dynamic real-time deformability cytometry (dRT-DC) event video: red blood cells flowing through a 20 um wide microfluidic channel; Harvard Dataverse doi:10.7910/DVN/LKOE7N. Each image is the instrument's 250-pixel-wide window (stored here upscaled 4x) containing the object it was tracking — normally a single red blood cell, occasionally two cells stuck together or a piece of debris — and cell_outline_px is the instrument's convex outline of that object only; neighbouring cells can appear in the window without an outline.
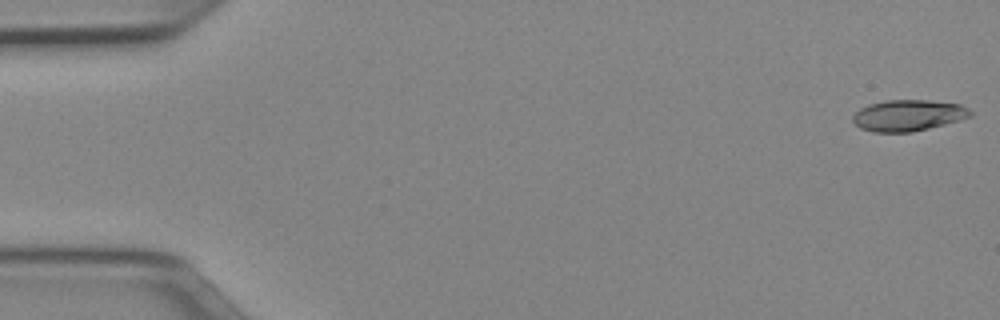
{"species": "Egyptian fruit bat (a non-hibernating species)", "species_latin": "Rousettus aegyptiacus", "temperature_condition": "cold", "stored_images_in_passage": 51, "camera_frame_rate_fps": 3000, "um_per_image_px": 0.085, "animal": {"sex": "female"}, "frame": {"image": 1, "passage_image": 1, "time_ms": 0.0, "image_size_px": [1000, 320], "cell_outline_px": [[972, 116], [944, 124], [912, 132], [872, 132], [860, 128], [852, 120], [852, 116], [860, 108], [868, 104], [888, 100], [928, 100], [960, 104], [968, 108], [972, 112]], "centroid_in_image_um": [77.18, 9.8], "position_along_channel_um": 7.8, "area_um2": 21.33}}
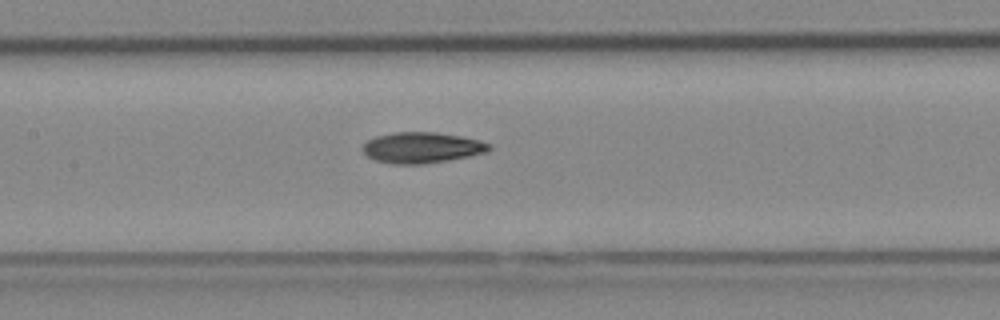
{"frame": {"image": 2, "passage_image": 24, "time_ms": 7.667, "image_size_px": [1000, 320], "cell_outline_px": [[492, 148], [488, 152], [448, 160], [424, 164], [392, 164], [376, 160], [368, 156], [364, 152], [364, 144], [368, 140], [376, 136], [392, 132], [436, 132], [460, 136], [480, 140], [492, 144]], "centroid_in_image_um": [35.9, 12.54], "position_along_channel_um": 171.5, "area_um2": 22.72}}
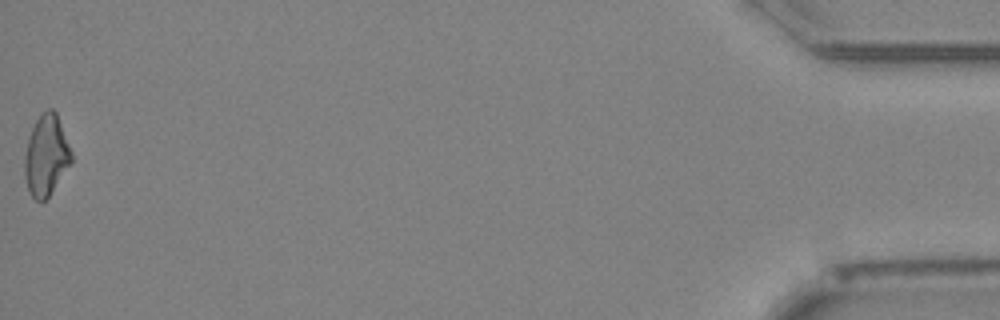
{"frame": {"image": 3, "passage_image": 51, "time_ms": 16.667, "image_size_px": [1000, 320], "cell_outline_px": [[72, 164], [48, 196], [44, 200], [36, 200], [28, 192], [24, 176], [24, 156], [28, 136], [40, 112], [48, 108], [52, 108], [56, 112], [72, 152]], "centroid_in_image_um": [3.92, 13.19], "position_along_channel_um": 431.3, "area_um2": 22.25}, "authors_computed_cell_mechanics": {"area_um2": 21.964, "velocity_mm_per_s": 3.9731, "shape_relaxation_time_tau1_ms": 6.895, "shape_relaxation_time_tau2_ms": 5.5614, "deformation_change_tau1": 0.1697, "deformation_change_tau2": 0.1403}}